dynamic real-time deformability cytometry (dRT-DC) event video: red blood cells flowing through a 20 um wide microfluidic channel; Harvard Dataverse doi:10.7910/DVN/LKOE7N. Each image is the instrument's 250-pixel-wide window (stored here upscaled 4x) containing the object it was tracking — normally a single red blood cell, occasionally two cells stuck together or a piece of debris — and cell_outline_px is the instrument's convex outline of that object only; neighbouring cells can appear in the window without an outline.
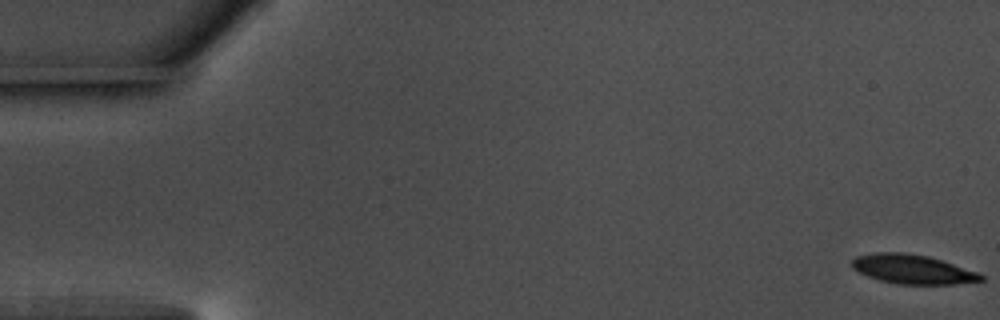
{"species": "common noctule bat (a hibernating species)", "species_latin": "Nyctalus noctula", "temperature_condition": "warm", "stored_images_in_passage": 57, "camera_frame_rate_fps": 3000, "um_per_image_px": 0.085, "animal": {"sex": "male", "body_mass_g": 17.5, "forearm_length_mm": 52.3}, "frame": {"image": 1, "passage_image": 1, "time_ms": 0.0, "image_size_px": [1000, 320], "cell_outline_px": [[984, 280], [956, 284], [900, 284], [880, 280], [868, 276], [852, 268], [852, 260], [856, 256], [876, 252], [904, 252], [928, 256], [980, 272], [984, 276]], "centroid_in_image_um": [77.6, 22.88], "position_along_channel_um": 7.4, "area_um2": 21.96}}
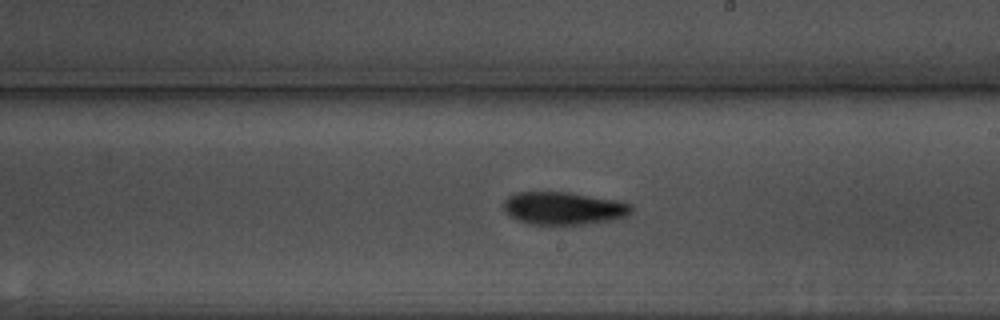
{"frame": {"image": 2, "passage_image": 33, "time_ms": 10.667, "image_size_px": [1000, 320], "cell_outline_px": [[632, 212], [616, 220], [584, 224], [528, 224], [516, 220], [504, 208], [504, 200], [508, 196], [516, 192], [568, 192], [616, 200], [632, 204]], "centroid_in_image_um": [47.92, 17.7], "position_along_channel_um": 241.1, "area_um2": 24.33}}
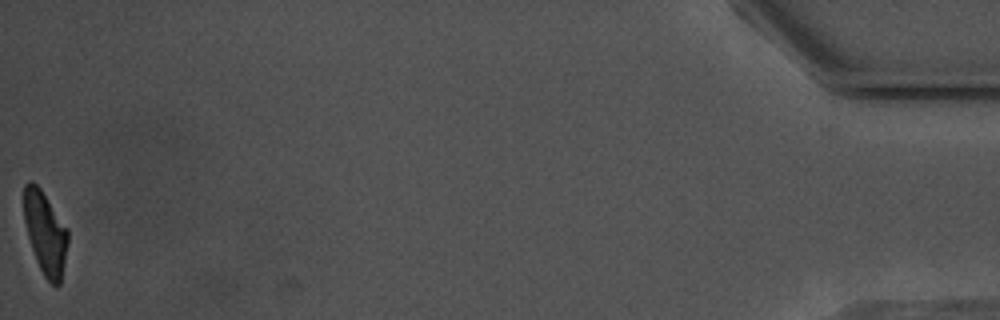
{"frame": {"image": 3, "passage_image": 57, "time_ms": 18.667, "image_size_px": [1000, 320], "cell_outline_px": [[68, 244], [60, 284], [52, 284], [44, 276], [36, 260], [28, 236], [24, 220], [24, 184], [28, 180], [32, 180], [40, 188], [68, 228]], "centroid_in_image_um": [3.85, 19.77], "position_along_channel_um": 431.3, "area_um2": 21.1}, "authors_computed_cell_mechanics": {"area_um2": 23.1778, "velocity_mm_per_s": 3.6323, "shape_relaxation_time_tau1_ms": 3.3305, "shape_relaxation_time_tau2_ms": null, "deformation_change_tau1": 0.154, "deformation_change_tau2": null}}